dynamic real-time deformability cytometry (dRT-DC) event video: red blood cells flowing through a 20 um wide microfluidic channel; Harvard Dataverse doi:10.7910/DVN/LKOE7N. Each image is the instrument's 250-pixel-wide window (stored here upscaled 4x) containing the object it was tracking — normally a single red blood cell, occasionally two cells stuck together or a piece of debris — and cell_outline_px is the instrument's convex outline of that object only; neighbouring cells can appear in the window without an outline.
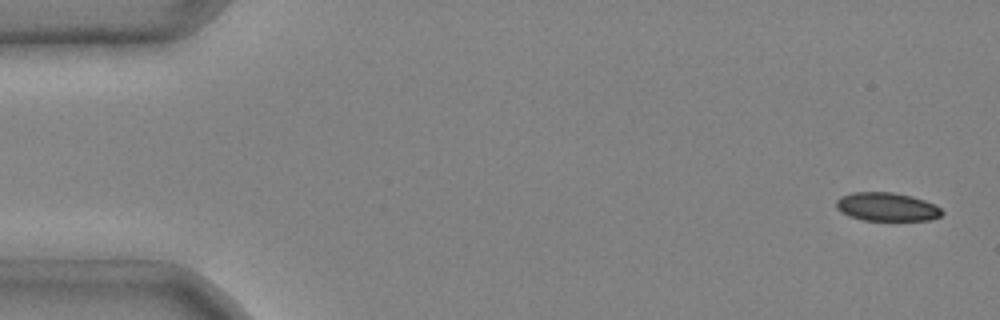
{"species": "common noctule bat (a hibernating species)", "species_latin": "Nyctalus noctula", "temperature_condition": "cold", "stored_images_in_passage": 4, "segment_of_instrument_passage": [2, 2], "camera_frame_rate_fps": 3000, "um_per_image_px": 0.085, "animal": {"sex": "male", "body_mass_g": 20.4}, "frame": {"image": 1, "passage_image": 4, "time_ms": 1.0, "image_size_px": [1000, 320], "cell_outline_px": [[944, 212], [940, 216], [928, 220], [864, 220], [848, 216], [840, 212], [836, 208], [836, 200], [840, 196], [852, 192], [892, 192], [912, 196], [924, 200], [940, 208]], "centroid_in_image_um": [75.33, 17.57], "position_along_channel_um": 9.7, "area_um2": 17.57}}